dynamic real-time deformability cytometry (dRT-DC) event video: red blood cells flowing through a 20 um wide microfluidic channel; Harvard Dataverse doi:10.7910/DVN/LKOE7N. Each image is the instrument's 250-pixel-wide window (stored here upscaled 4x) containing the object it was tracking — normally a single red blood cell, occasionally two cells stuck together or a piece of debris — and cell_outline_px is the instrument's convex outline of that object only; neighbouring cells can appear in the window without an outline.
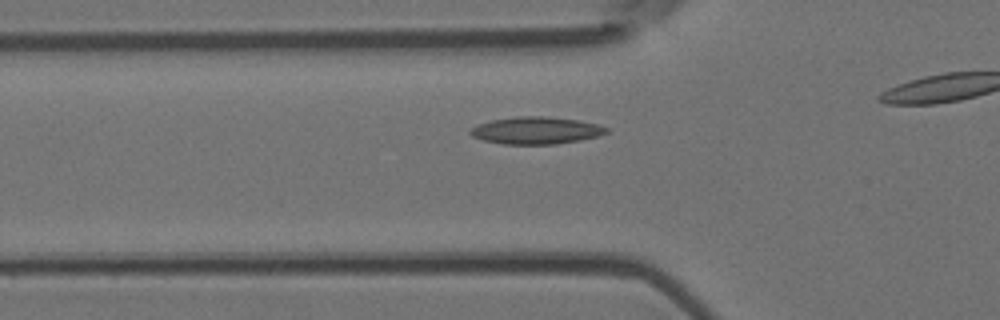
{"species": "Egyptian fruit bat (a non-hibernating species)", "species_latin": "Rousettus aegyptiacus", "temperature_condition": "room temperature", "stored_images_in_passage": 16, "camera_frame_rate_fps": 3000, "um_per_image_px": 0.085, "animal": {"sex": "female"}, "frame": {"image": 1, "passage_image": 7, "time_ms": 2.0, "image_size_px": [1000, 320], "cell_outline_px": [[608, 132], [600, 136], [580, 140], [556, 144], [504, 144], [484, 140], [472, 136], [468, 132], [472, 128], [480, 124], [492, 120], [516, 116], [544, 116], [580, 120], [600, 124], [608, 128]], "centroid_in_image_um": [45.62, 11.08], "position_along_channel_um": 80.2, "area_um2": 21.62}}
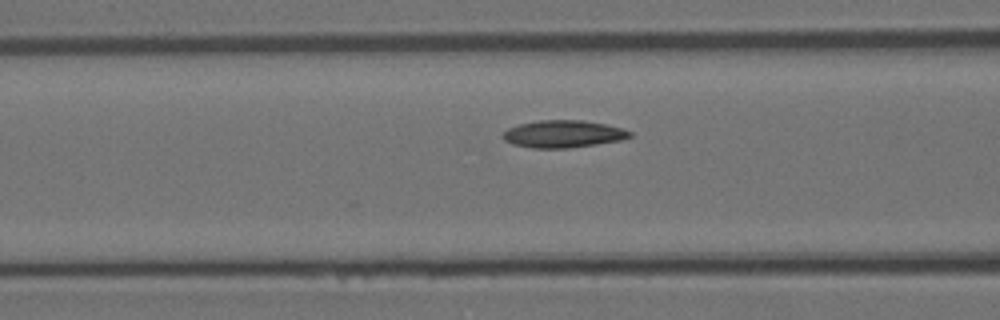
{"frame": {"image": 2, "passage_image": 10, "time_ms": 3.0, "image_size_px": [1000, 320], "cell_outline_px": [[632, 136], [620, 140], [596, 144], [568, 148], [532, 148], [512, 144], [504, 140], [504, 132], [508, 128], [520, 124], [540, 120], [584, 120], [608, 124], [632, 132]], "centroid_in_image_um": [47.88, 11.38], "position_along_channel_um": 118.7, "area_um2": 20.11}}
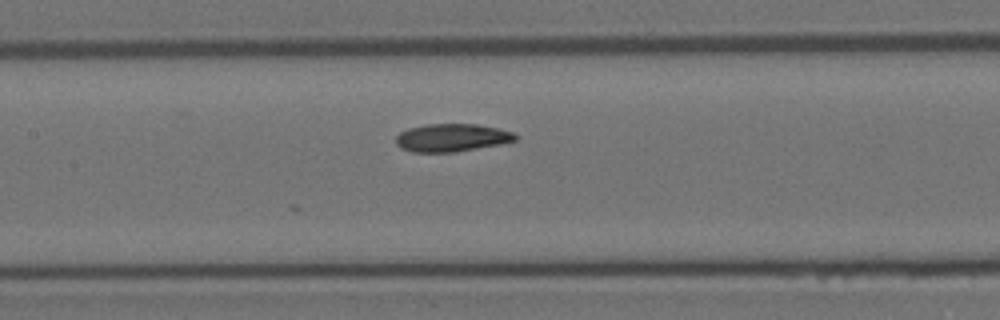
{"frame": {"image": 3, "passage_image": 14, "time_ms": 4.333, "image_size_px": [1000, 320], "cell_outline_px": [[520, 136], [516, 140], [500, 144], [456, 152], [412, 152], [400, 148], [396, 144], [396, 136], [400, 132], [408, 128], [428, 124], [476, 124], [500, 128], [512, 132]], "centroid_in_image_um": [38.41, 11.7], "position_along_channel_um": 169.0, "area_um2": 19.54}}